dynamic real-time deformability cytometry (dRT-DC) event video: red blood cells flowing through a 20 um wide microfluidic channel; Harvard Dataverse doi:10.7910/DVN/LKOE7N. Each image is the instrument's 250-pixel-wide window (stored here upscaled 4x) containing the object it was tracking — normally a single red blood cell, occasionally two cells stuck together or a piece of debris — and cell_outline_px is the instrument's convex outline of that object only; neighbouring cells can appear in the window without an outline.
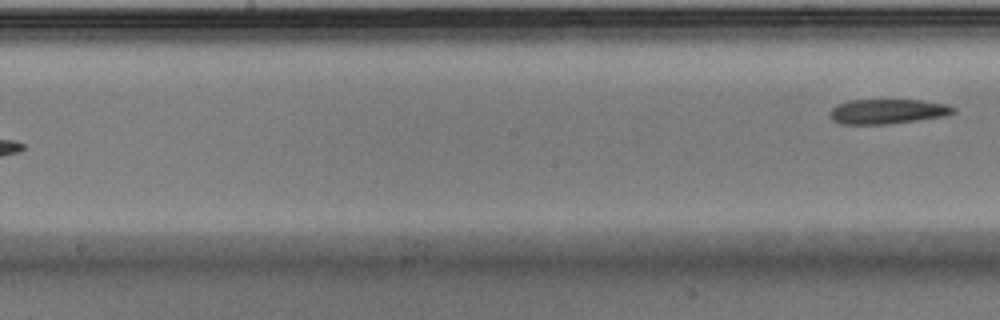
{"species": "Egyptian fruit bat (a non-hibernating species)", "species_latin": "Rousettus aegyptiacus", "temperature_condition": "warm", "stored_images_in_passage": 7, "segment_of_instrument_passage": [2, 2], "camera_frame_rate_fps": 3000, "um_per_image_px": 0.085, "animal": {"sex": "male"}, "frame": {"image": 1, "passage_image": 7, "time_ms": 2.0, "image_size_px": [1000, 320], "cell_outline_px": [[956, 112], [944, 116], [888, 124], [840, 124], [832, 120], [832, 108], [836, 104], [848, 100], [920, 100], [948, 104], [956, 108]], "centroid_in_image_um": [75.46, 9.46], "position_along_channel_um": 172.7, "area_um2": 17.8}}